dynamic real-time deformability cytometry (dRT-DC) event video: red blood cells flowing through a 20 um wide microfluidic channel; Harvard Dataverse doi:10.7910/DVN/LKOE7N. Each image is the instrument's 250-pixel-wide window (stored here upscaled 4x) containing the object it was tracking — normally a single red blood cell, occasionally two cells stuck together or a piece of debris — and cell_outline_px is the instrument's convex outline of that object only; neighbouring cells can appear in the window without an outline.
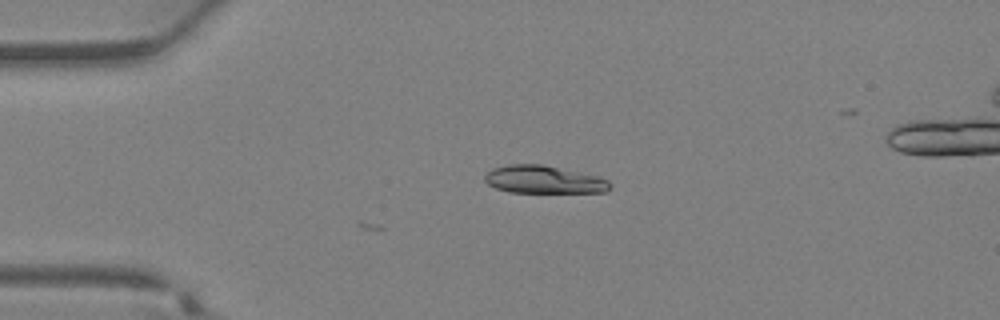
{"species": "Egyptian fruit bat (a non-hibernating species)", "species_latin": "Rousettus aegyptiacus", "temperature_condition": "warm", "stored_images_in_passage": 8, "camera_frame_rate_fps": 3000, "um_per_image_px": 0.085, "animal": {"sex": "female"}, "frame": {"image": 1, "passage_image": 8, "time_ms": 2.333, "image_size_px": [1000, 320], "cell_outline_px": [[612, 188], [604, 192], [508, 192], [496, 188], [488, 184], [484, 180], [484, 176], [492, 168], [508, 164], [544, 164], [596, 176], [608, 180], [612, 184]], "centroid_in_image_um": [46.21, 15.26], "position_along_channel_um": 38.8, "area_um2": 20.29}}